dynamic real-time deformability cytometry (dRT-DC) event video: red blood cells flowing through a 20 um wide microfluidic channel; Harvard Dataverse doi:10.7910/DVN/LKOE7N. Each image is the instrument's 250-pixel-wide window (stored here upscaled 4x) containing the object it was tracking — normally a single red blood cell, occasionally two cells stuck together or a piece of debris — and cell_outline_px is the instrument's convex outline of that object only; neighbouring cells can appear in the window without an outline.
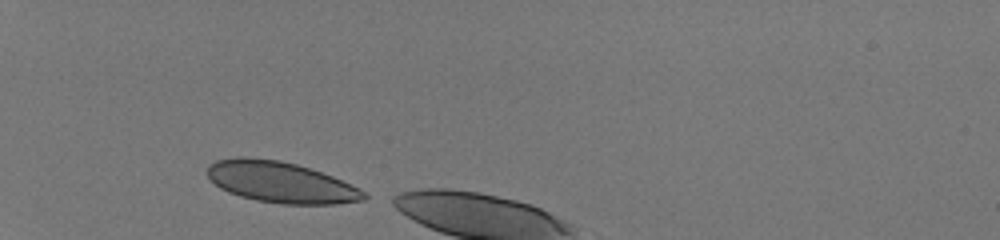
{"species": "human", "species_latin": "Homo sapiens", "temperature_condition": "room temperature", "stored_images_in_passage": 6, "camera_frame_rate_fps": 3000, "um_per_image_px": 0.085, "donor": {"sex": "male"}, "frame": {"image": 1, "passage_image": 1, "time_ms": 0.0, "image_size_px": [1000, 240], "cell_outline_px": [[368, 196], [364, 200], [336, 204], [280, 204], [256, 200], [240, 196], [228, 192], [220, 188], [204, 172], [208, 164], [216, 160], [240, 156], [244, 156], [280, 160], [296, 164], [332, 176], [360, 188]], "centroid_in_image_um": [23.82, 15.48], "position_along_channel_um": 61.2, "area_um2": 37.57}}